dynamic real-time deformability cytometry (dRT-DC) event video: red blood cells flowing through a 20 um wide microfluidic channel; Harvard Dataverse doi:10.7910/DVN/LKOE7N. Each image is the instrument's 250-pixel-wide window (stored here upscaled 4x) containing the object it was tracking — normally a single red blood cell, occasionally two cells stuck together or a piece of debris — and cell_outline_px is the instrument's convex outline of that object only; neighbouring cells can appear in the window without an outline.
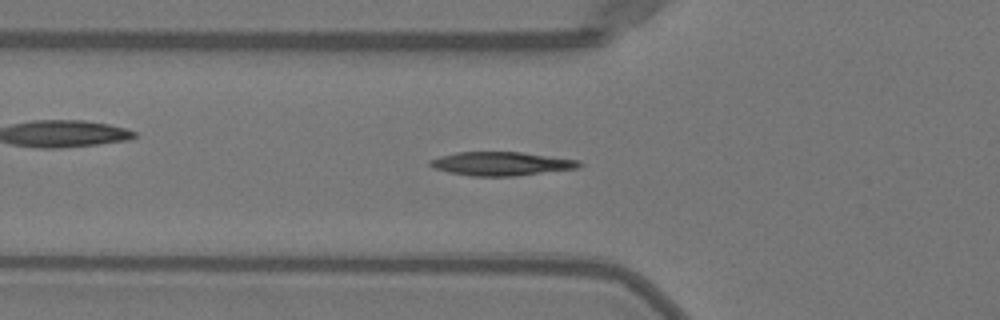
{"species": "Egyptian fruit bat (a non-hibernating species)", "species_latin": "Rousettus aegyptiacus", "temperature_condition": "warm", "stored_images_in_passage": 35, "camera_frame_rate_fps": 3000, "um_per_image_px": 0.085, "animal": {"sex": "female"}, "frame": {"image": 1, "passage_image": 5, "time_ms": 1.333, "image_size_px": [1000, 320], "cell_outline_px": [[584, 164], [580, 168], [516, 176], [472, 176], [448, 172], [436, 168], [428, 164], [428, 160], [440, 156], [456, 152], [520, 152], [580, 160]], "centroid_in_image_um": [42.64, 13.91], "position_along_channel_um": 83.2, "area_um2": 20.69}}
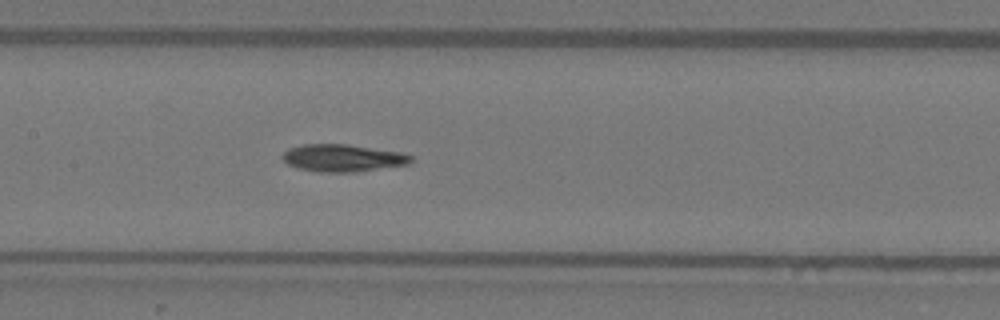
{"frame": {"image": 2, "passage_image": 12, "time_ms": 3.667, "image_size_px": [1000, 320], "cell_outline_px": [[412, 160], [408, 164], [356, 172], [320, 172], [300, 168], [288, 164], [280, 156], [288, 148], [304, 144], [348, 144], [404, 152], [412, 156]], "centroid_in_image_um": [29.15, 13.42], "position_along_channel_um": 178.2, "area_um2": 20.52}}
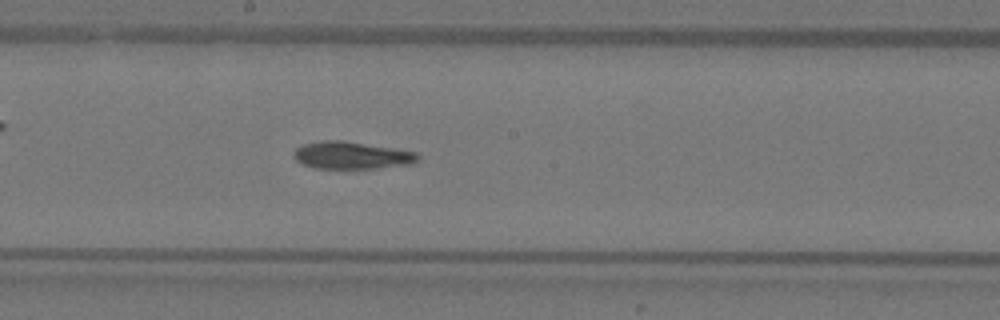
{"frame": {"image": 3, "passage_image": 15, "time_ms": 4.667, "image_size_px": [1000, 320], "cell_outline_px": [[420, 160], [412, 164], [376, 168], [312, 168], [296, 160], [292, 156], [292, 152], [296, 148], [304, 144], [320, 140], [340, 140], [392, 148], [416, 152], [420, 156]], "centroid_in_image_um": [29.87, 13.2], "position_along_channel_um": 218.3, "area_um2": 19.77}}